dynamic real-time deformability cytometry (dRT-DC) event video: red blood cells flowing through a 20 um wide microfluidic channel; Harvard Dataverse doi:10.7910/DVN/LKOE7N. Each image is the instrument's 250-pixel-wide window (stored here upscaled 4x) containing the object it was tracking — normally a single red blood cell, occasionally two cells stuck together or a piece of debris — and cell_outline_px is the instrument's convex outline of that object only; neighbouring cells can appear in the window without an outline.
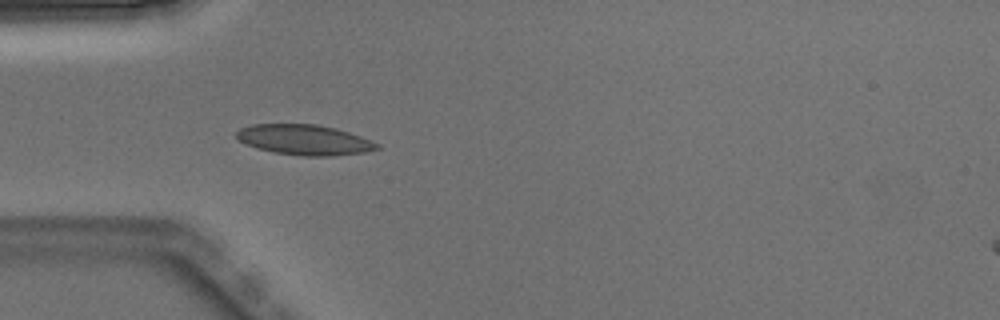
{"species": "Egyptian fruit bat (a non-hibernating species)", "species_latin": "Rousettus aegyptiacus", "temperature_condition": "warm", "stored_images_in_passage": 5, "segment_of_instrument_passage": [1, 2], "camera_frame_rate_fps": 3000, "um_per_image_px": 0.085, "animal": {"sex": "male"}, "frame": {"image": 1, "passage_image": 4, "time_ms": 1.0, "image_size_px": [1000, 320], "cell_outline_px": [[380, 148], [364, 152], [332, 156], [300, 156], [276, 152], [256, 148], [236, 140], [236, 132], [240, 128], [252, 124], [316, 124], [336, 128], [360, 136], [380, 144]], "centroid_in_image_um": [25.85, 11.88], "position_along_channel_um": 59.2, "area_um2": 24.85}}